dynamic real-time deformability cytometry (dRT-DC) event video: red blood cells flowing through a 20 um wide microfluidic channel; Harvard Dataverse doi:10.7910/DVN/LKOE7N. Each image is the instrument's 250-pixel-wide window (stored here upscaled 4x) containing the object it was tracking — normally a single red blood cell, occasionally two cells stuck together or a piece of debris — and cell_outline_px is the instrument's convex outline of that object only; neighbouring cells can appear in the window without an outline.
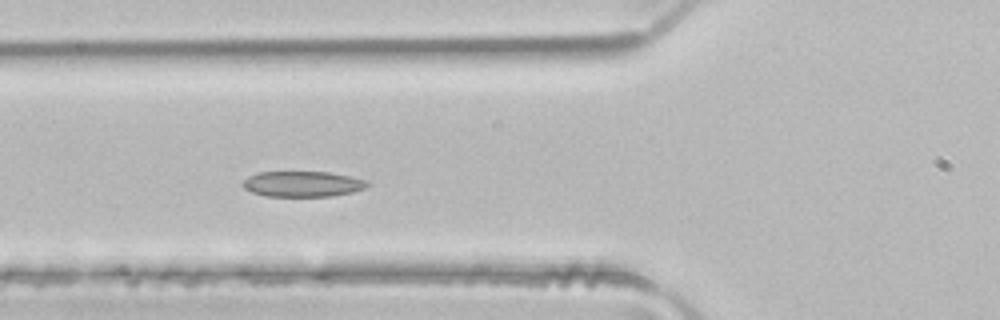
{"species": "common noctule bat (a hibernating species)", "species_latin": "Nyctalus noctula", "temperature_condition": "room temperature", "stored_images_in_passage": 4, "camera_frame_rate_fps": 3000, "um_per_image_px": 0.085, "animal": {"sex": "male", "body_mass_g": 21.5, "forearm_length_mm": 52.0}, "frame": {"image": 1, "passage_image": 4, "time_ms": 1.0, "image_size_px": [1000, 320], "cell_outline_px": [[368, 184], [364, 188], [352, 192], [332, 196], [264, 196], [252, 192], [244, 188], [240, 184], [248, 176], [260, 172], [328, 172], [368, 180]], "centroid_in_image_um": [25.68, 15.64], "position_along_channel_um": 100.1, "area_um2": 18.5}}